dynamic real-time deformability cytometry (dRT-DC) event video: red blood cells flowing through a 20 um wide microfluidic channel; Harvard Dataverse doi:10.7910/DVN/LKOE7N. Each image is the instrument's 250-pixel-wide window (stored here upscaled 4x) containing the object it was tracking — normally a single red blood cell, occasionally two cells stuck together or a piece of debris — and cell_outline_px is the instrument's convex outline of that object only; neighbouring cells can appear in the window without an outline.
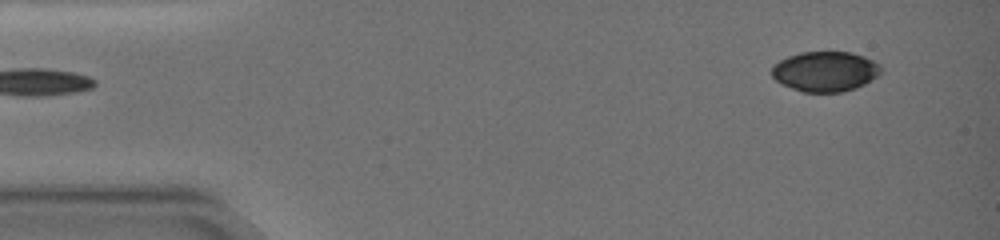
{"species": "common noctule bat (a hibernating species)", "species_latin": "Nyctalus noctula", "temperature_condition": "warm", "stored_images_in_passage": 13, "camera_frame_rate_fps": 3000, "um_per_image_px": 0.085, "animal": {"sex": "female", "body_mass_g": 19.0, "forearm_length_mm": 51.5}, "frame": {"image": 1, "passage_image": 1, "time_ms": 0.0, "image_size_px": [1000, 240], "cell_outline_px": [[880, 72], [876, 76], [864, 84], [856, 88], [844, 92], [804, 92], [780, 84], [772, 76], [772, 64], [788, 56], [800, 52], [852, 52], [864, 56], [880, 64]], "centroid_in_image_um": [70.11, 6.07], "position_along_channel_um": 14.9, "area_um2": 25.55}}
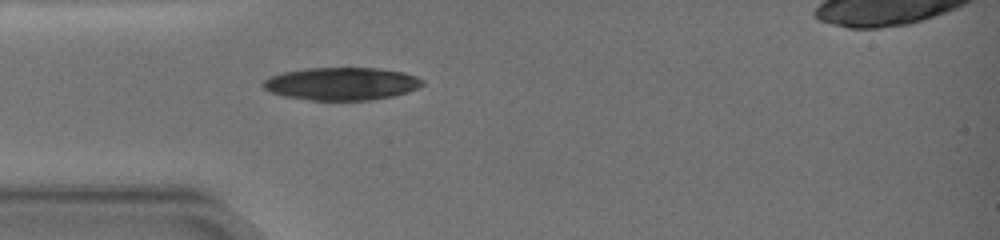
{"frame": {"image": 2, "passage_image": 6, "time_ms": 4.0, "image_size_px": [1000, 240], "cell_outline_px": [[424, 84], [408, 92], [392, 96], [372, 100], [312, 100], [284, 96], [272, 92], [264, 88], [260, 84], [264, 80], [280, 72], [304, 68], [380, 68], [404, 72], [416, 76], [424, 80]], "centroid_in_image_um": [29.04, 7.11], "position_along_channel_um": 56.0, "area_um2": 30.52}}
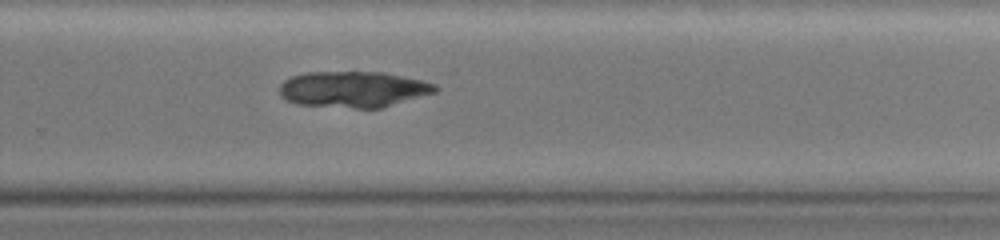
{"frame": {"image": 3, "passage_image": 13, "time_ms": 11.0, "image_size_px": [1000, 240], "cell_outline_px": [[440, 88], [436, 92], [380, 108], [356, 108], [296, 104], [280, 96], [280, 84], [284, 80], [292, 76], [304, 72], [384, 72], [420, 80], [436, 84]], "centroid_in_image_um": [30.02, 7.58], "position_along_channel_um": 299.8, "area_um2": 32.66}}